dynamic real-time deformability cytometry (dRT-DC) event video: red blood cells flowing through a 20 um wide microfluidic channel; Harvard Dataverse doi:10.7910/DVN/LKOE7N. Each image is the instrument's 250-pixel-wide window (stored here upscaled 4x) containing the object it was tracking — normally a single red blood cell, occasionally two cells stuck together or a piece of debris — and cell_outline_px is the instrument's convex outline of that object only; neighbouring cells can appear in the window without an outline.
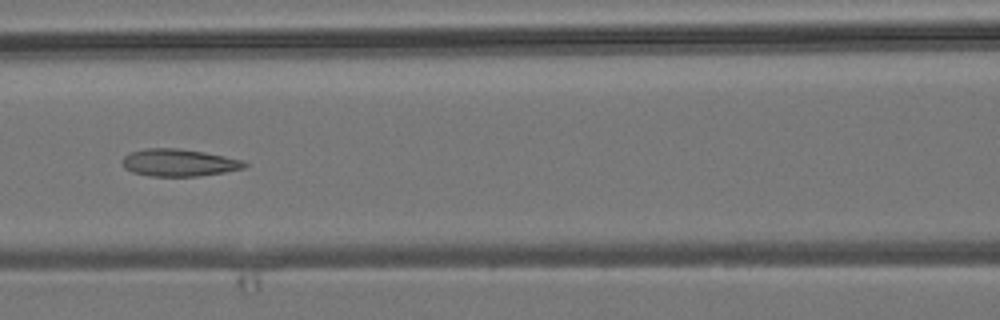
{"species": "common noctule bat (a hibernating species)", "species_latin": "Nyctalus noctula", "temperature_condition": "room temperature", "stored_images_in_passage": 6, "camera_frame_rate_fps": 3000, "um_per_image_px": 0.085, "animal": {"sex": "male", "body_mass_g": 19.2, "forearm_length_mm": 51.8}, "frame": {"image": 1, "passage_image": 6, "time_ms": 5.667, "image_size_px": [1000, 320], "cell_outline_px": [[248, 164], [244, 168], [224, 172], [196, 176], [152, 176], [132, 172], [124, 168], [124, 156], [132, 152], [144, 148], [176, 148], [204, 152], [244, 160]], "centroid_in_image_um": [15.23, 13.82], "position_along_channel_um": 151.4, "area_um2": 19.25}}